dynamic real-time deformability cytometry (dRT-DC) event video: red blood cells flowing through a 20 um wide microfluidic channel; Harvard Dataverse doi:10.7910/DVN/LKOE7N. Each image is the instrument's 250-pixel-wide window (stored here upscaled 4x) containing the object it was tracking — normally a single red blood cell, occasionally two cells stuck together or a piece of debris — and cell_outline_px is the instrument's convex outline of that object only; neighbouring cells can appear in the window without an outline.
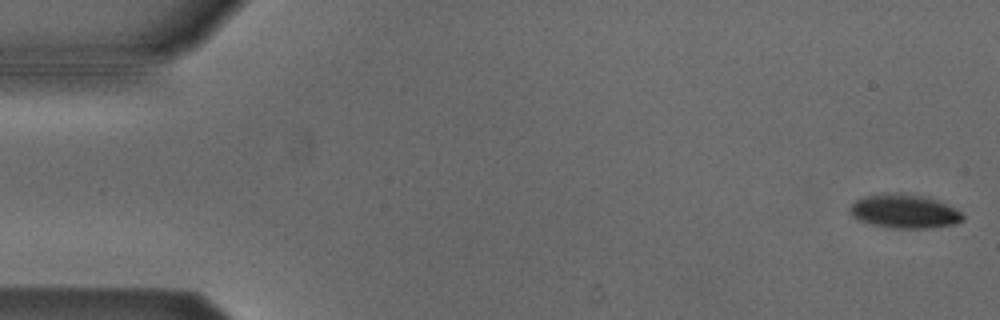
{"species": "Egyptian fruit bat (a non-hibernating species)", "species_latin": "Rousettus aegyptiacus", "temperature_condition": "cold", "stored_images_in_passage": 53, "camera_frame_rate_fps": 3000, "um_per_image_px": 0.085, "animal": {"sex": "male"}, "frame": {"image": 1, "passage_image": 1, "time_ms": 0.0, "image_size_px": [1000, 320], "cell_outline_px": [[964, 220], [956, 224], [932, 228], [892, 228], [872, 224], [860, 220], [852, 216], [848, 212], [848, 208], [856, 200], [864, 196], [896, 192], [920, 196], [936, 200], [956, 208], [964, 216]], "centroid_in_image_um": [76.87, 17.97], "position_along_channel_um": 8.1, "area_um2": 22.25}}
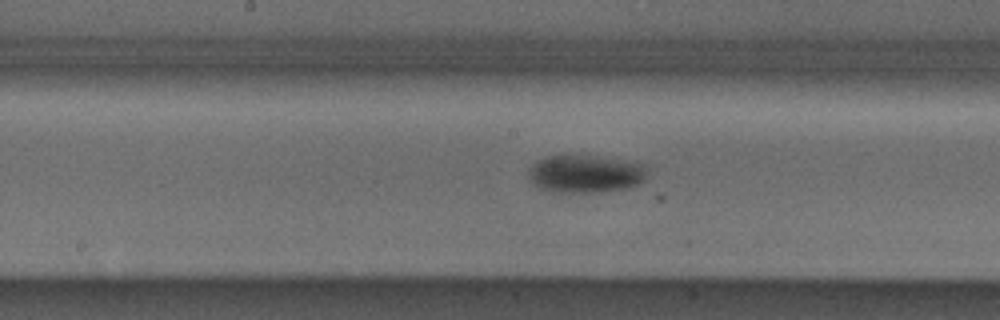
{"frame": {"image": 2, "passage_image": 27, "time_ms": 8.667, "image_size_px": [1000, 320], "cell_outline_px": [[648, 164], [644, 180], [640, 184], [628, 188], [600, 192], [552, 192], [540, 188], [532, 184], [528, 180], [528, 168], [536, 160], [544, 156], [592, 156]], "centroid_in_image_um": [49.73, 14.79], "position_along_channel_um": 198.5, "area_um2": 26.41}}
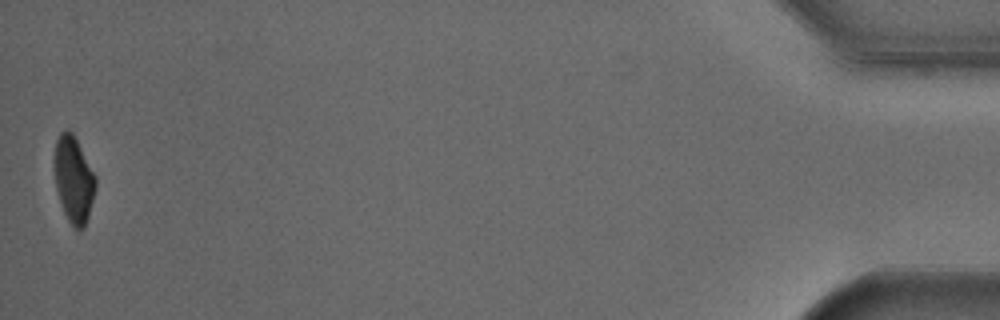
{"frame": {"image": 3, "passage_image": 53, "time_ms": 17.333, "image_size_px": [1000, 320], "cell_outline_px": [[96, 188], [88, 216], [84, 228], [76, 228], [68, 220], [64, 212], [56, 188], [52, 164], [56, 140], [60, 132], [68, 128], [72, 132], [96, 176]], "centroid_in_image_um": [6.23, 15.2], "position_along_channel_um": 429.0, "area_um2": 20.81}, "authors_computed_cell_mechanics": {"area_um2": 24.5072, "velocity_mm_per_s": 3.8006, "shape_relaxation_time_tau1_ms": 2.0533, "shape_relaxation_time_tau2_ms": null, "deformation_change_tau1": 0.0948, "deformation_change_tau2": null}}